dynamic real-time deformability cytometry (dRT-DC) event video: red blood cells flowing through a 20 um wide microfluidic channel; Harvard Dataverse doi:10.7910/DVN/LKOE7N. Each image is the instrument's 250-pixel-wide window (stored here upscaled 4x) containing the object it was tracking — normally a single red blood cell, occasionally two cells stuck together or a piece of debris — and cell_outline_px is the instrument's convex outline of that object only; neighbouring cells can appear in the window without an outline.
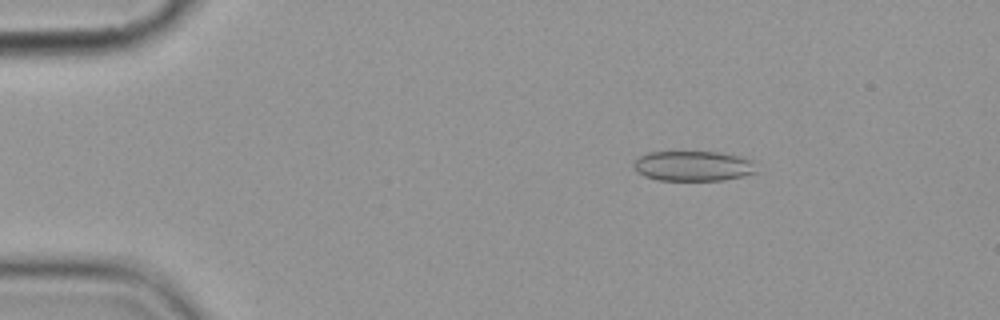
{"species": "common noctule bat (a hibernating species)", "species_latin": "Nyctalus noctula", "temperature_condition": "cold", "stored_images_in_passage": 5, "camera_frame_rate_fps": 3000, "um_per_image_px": 0.085, "animal": {"sex": "female", "body_mass_g": 19.9}, "frame": {"image": 1, "passage_image": 3, "time_ms": 2.333, "image_size_px": [1000, 320], "cell_outline_px": [[756, 172], [744, 176], [724, 180], [656, 180], [644, 176], [636, 172], [632, 168], [632, 164], [640, 156], [648, 152], [720, 152], [740, 156], [752, 160]], "centroid_in_image_um": [58.88, 14.11], "position_along_channel_um": 26.1, "area_um2": 21.68}}